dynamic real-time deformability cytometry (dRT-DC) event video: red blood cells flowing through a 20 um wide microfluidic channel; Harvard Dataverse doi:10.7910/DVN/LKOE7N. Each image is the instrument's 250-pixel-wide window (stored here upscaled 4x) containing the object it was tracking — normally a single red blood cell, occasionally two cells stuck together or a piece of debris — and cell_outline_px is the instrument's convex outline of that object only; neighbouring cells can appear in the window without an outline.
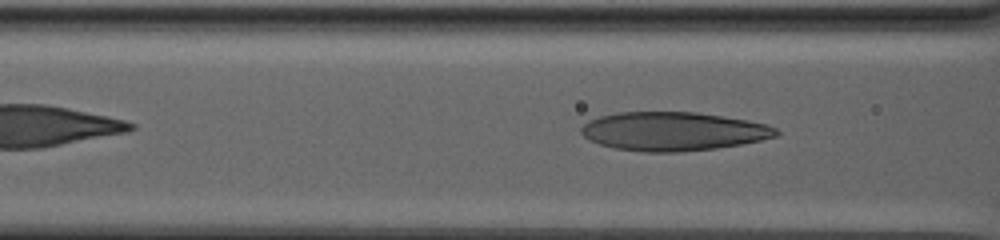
{"species": "human", "species_latin": "Homo sapiens", "temperature_condition": "warm", "stored_images_in_passage": 53, "camera_frame_rate_fps": 3000, "um_per_image_px": 0.085, "donor": {"sex": "male"}, "frame": {"image": 1, "passage_image": 6, "time_ms": 1.667, "image_size_px": [1000, 240], "cell_outline_px": [[780, 132], [776, 136], [760, 140], [740, 144], [716, 148], [680, 152], [644, 152], [616, 148], [600, 144], [588, 140], [580, 132], [580, 128], [588, 120], [600, 116], [616, 112], [696, 112], [724, 116], [748, 120], [768, 124], [776, 128]], "centroid_in_image_um": [57.21, 11.16], "position_along_channel_um": 109.4, "area_um2": 44.1}}
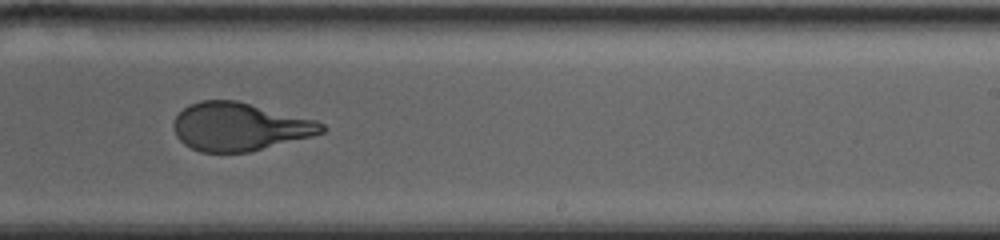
{"frame": {"image": 2, "passage_image": 25, "time_ms": 8.0, "image_size_px": [1000, 240], "cell_outline_px": [[324, 132], [312, 136], [248, 152], [200, 152], [184, 144], [176, 136], [172, 128], [172, 124], [176, 116], [188, 104], [200, 100], [236, 100], [316, 120], [324, 124]], "centroid_in_image_um": [20.32, 10.76], "position_along_channel_um": 268.7, "area_um2": 41.44}}
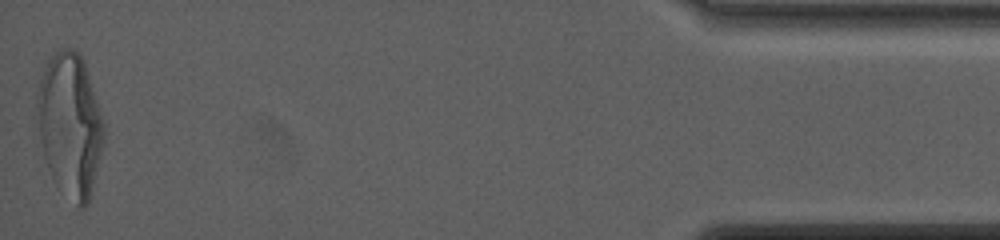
{"frame": {"image": 3, "passage_image": 53, "time_ms": 17.333, "image_size_px": [1000, 240], "cell_outline_px": [[104, 140], [88, 204], [84, 208], [80, 208], [52, 176], [48, 168], [44, 156], [40, 140], [36, 116], [36, 92], [44, 68], [48, 60], [56, 52], [68, 48], [72, 48], [80, 56], [84, 64], [104, 124]], "centroid_in_image_um": [5.92, 10.59], "position_along_channel_um": 429.3, "area_um2": 54.56}, "authors_computed_cell_mechanics": {"area_um2": 42.8876, "velocity_mm_per_s": 2.5151, "shape_relaxation_time_tau1_ms": 10.296, "shape_relaxation_time_tau2_ms": 1.1173, "deformation_change_tau1": 0.289, "deformation_change_tau2": 0.0809}}